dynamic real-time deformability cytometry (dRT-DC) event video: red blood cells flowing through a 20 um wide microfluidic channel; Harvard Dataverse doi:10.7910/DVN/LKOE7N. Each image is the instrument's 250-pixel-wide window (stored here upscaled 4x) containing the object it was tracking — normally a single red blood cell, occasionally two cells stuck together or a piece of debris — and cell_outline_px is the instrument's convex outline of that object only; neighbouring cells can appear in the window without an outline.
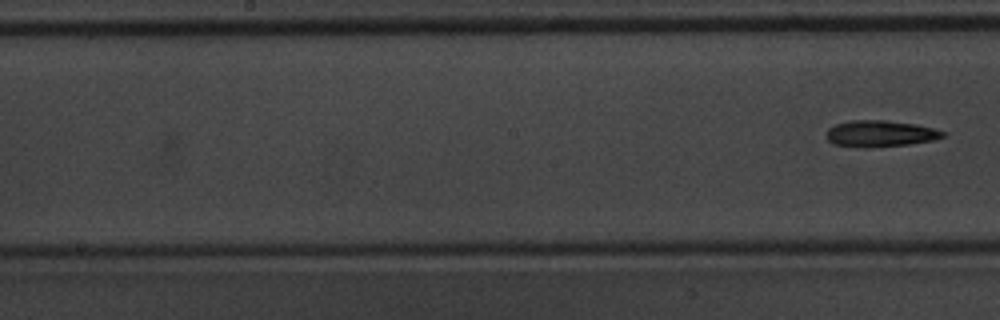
{"species": "common noctule bat (a hibernating species)", "species_latin": "Nyctalus noctula", "temperature_condition": "warm", "stored_images_in_passage": 9, "segment_of_instrument_passage": [2, 2], "camera_frame_rate_fps": 3000, "um_per_image_px": 0.085, "animal": {"sex": "male", "body_mass_g": 20.1, "forearm_length_mm": 53.5}, "frame": {"image": 1, "passage_image": 9, "time_ms": 2.667, "image_size_px": [1000, 320], "cell_outline_px": [[948, 136], [932, 140], [908, 144], [868, 148], [860, 148], [832, 144], [828, 140], [828, 128], [836, 124], [852, 120], [884, 120], [916, 124], [948, 132]], "centroid_in_image_um": [74.85, 11.36], "position_along_channel_um": 173.4, "area_um2": 18.03}}